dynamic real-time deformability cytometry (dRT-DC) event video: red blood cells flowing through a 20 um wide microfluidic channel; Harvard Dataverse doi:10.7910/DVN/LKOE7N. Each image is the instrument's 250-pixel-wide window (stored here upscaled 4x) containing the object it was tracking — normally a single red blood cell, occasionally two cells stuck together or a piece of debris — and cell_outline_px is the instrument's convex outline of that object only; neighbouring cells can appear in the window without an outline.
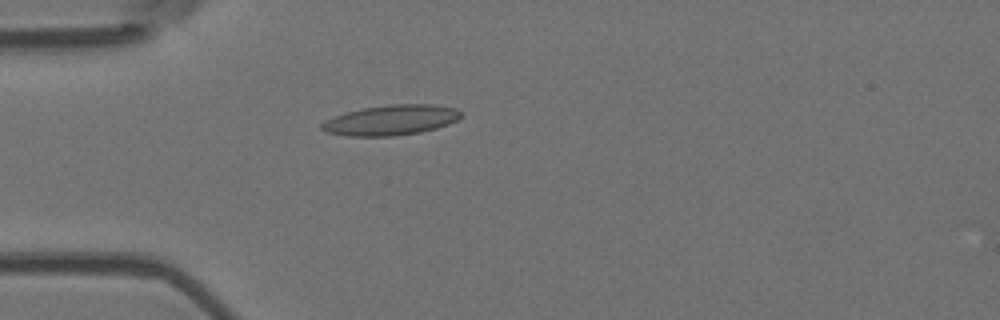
{"species": "Egyptian fruit bat (a non-hibernating species)", "species_latin": "Rousettus aegyptiacus", "temperature_condition": "room temperature", "stored_images_in_passage": 1, "camera_frame_rate_fps": 3000, "um_per_image_px": 0.085, "animal": {"sex": "female"}, "frame": {"image": 1, "passage_image": 1, "time_ms": 0.0, "image_size_px": [1000, 320], "cell_outline_px": [[460, 116], [456, 120], [448, 124], [436, 128], [420, 132], [392, 136], [344, 136], [324, 132], [320, 128], [320, 124], [324, 120], [348, 112], [364, 108], [392, 104], [432, 104], [456, 108], [460, 112]], "centroid_in_image_um": [33.19, 10.22], "position_along_channel_um": 51.8, "area_um2": 24.39}}